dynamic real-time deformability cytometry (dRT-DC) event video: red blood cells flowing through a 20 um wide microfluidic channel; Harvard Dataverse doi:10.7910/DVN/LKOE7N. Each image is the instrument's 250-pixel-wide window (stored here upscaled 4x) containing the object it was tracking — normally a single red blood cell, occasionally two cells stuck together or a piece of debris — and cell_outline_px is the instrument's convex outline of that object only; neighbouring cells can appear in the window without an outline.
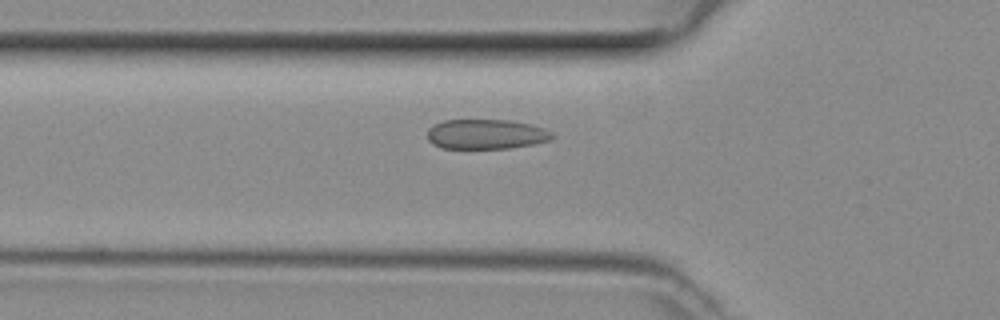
{"species": "common noctule bat (a hibernating species)", "species_latin": "Nyctalus noctula", "temperature_condition": "room temperature", "stored_images_in_passage": 45, "camera_frame_rate_fps": 3000, "um_per_image_px": 0.085, "animal": {"sex": "female", "body_mass_g": 29.2, "forearm_length_mm": 56.3}, "frame": {"image": 1, "passage_image": 13, "time_ms": 4.0, "image_size_px": [1000, 320], "cell_outline_px": [[556, 136], [552, 140], [532, 144], [508, 148], [440, 148], [432, 144], [428, 140], [428, 128], [444, 120], [508, 120], [532, 124], [544, 128], [552, 132]], "centroid_in_image_um": [41.34, 11.4], "position_along_channel_um": 84.5, "area_um2": 21.79}}
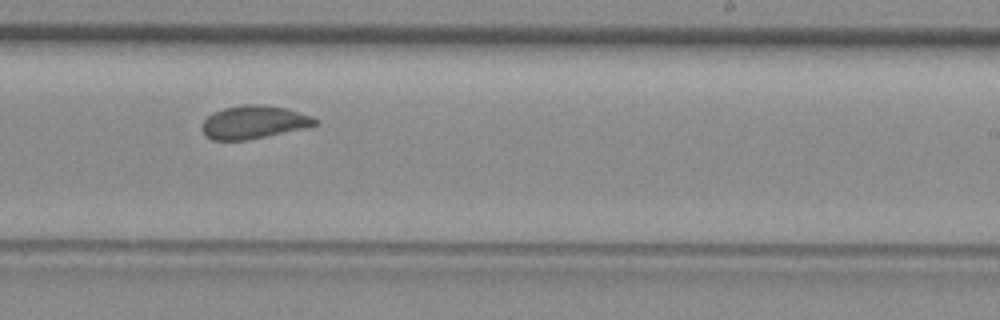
{"frame": {"image": 2, "passage_image": 26, "time_ms": 8.333, "image_size_px": [1000, 320], "cell_outline_px": [[320, 124], [304, 128], [248, 140], [212, 140], [204, 136], [200, 128], [204, 120], [212, 112], [224, 108], [244, 104], [264, 104], [288, 108], [312, 116], [320, 120]], "centroid_in_image_um": [21.58, 10.38], "position_along_channel_um": 267.4, "area_um2": 22.2}}
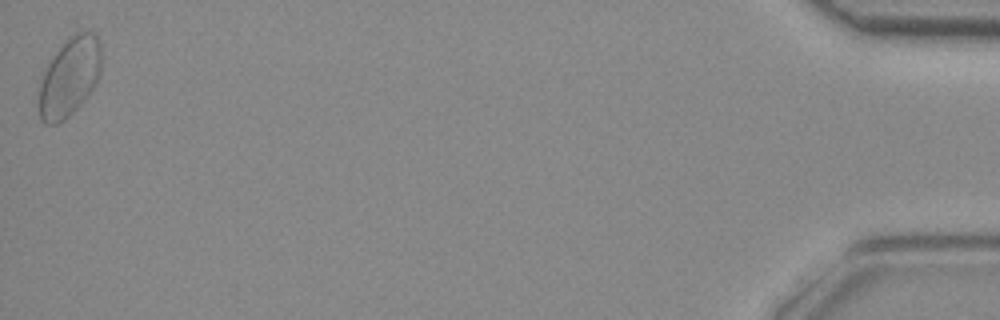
{"frame": {"image": 3, "passage_image": 45, "time_ms": 14.667, "image_size_px": [1000, 320], "cell_outline_px": [[100, 72], [92, 88], [76, 108], [68, 116], [56, 124], [44, 124], [40, 120], [40, 84], [44, 72], [52, 56], [64, 40], [76, 32], [88, 32], [96, 36], [100, 40]], "centroid_in_image_um": [5.89, 6.51], "position_along_channel_um": 429.3, "area_um2": 28.03}}